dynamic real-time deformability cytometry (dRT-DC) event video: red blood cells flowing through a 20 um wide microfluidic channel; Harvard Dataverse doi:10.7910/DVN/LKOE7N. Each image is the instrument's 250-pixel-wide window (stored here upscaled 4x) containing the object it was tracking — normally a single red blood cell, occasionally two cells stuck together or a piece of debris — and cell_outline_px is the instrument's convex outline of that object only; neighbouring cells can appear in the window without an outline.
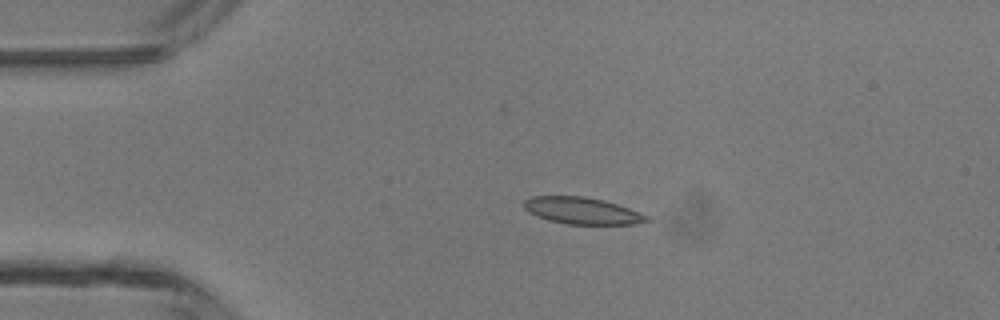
{"species": "common noctule bat (a hibernating species)", "species_latin": "Nyctalus noctula", "temperature_condition": "room temperature", "stored_images_in_passage": 3, "camera_frame_rate_fps": 3000, "um_per_image_px": 0.085, "animal": {"sex": "male", "body_mass_g": 13.3}, "frame": {"image": 1, "passage_image": 2, "time_ms": 2.0, "image_size_px": [1000, 320], "cell_outline_px": [[652, 220], [636, 224], [568, 224], [548, 220], [536, 216], [528, 212], [524, 208], [524, 200], [532, 196], [584, 196], [604, 200], [652, 216]], "centroid_in_image_um": [49.51, 17.91], "position_along_channel_um": 35.5, "area_um2": 19.31}}